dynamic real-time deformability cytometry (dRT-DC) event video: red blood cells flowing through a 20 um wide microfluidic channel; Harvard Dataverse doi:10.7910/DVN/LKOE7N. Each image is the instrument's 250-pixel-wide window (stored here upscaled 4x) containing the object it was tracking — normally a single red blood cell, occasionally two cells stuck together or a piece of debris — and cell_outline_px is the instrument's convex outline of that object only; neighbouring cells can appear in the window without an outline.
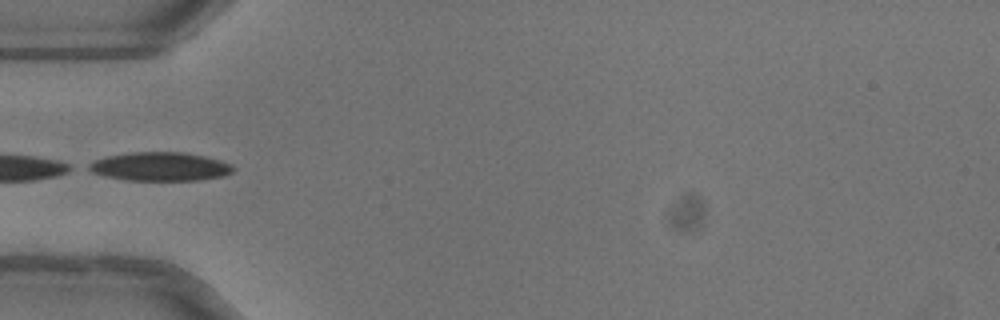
{"species": "common noctule bat (a hibernating species)", "species_latin": "Nyctalus noctula", "temperature_condition": "warm", "stored_images_in_passage": 34, "camera_frame_rate_fps": 3000, "um_per_image_px": 0.085, "animal": {"sex": "female"}, "frame": {"image": 1, "passage_image": 1, "time_ms": 0.0, "image_size_px": [1000, 320], "cell_outline_px": [[236, 168], [232, 172], [224, 176], [200, 180], [124, 180], [104, 176], [92, 172], [84, 168], [88, 164], [96, 160], [108, 156], [132, 152], [184, 152], [204, 156], [220, 160], [232, 164]], "centroid_in_image_um": [13.61, 14.16], "position_along_channel_um": 71.4, "area_um2": 24.28}, "authors_computed_cell_mechanics": {"area_um2": 24.3627, "velocity_mm_per_s": 4.0331, "shape_relaxation_time_tau1_ms": 3.4051, "shape_relaxation_time_tau2_ms": 3.8263, "deformation_change_tau1": 0.132, "deformation_change_tau2": 0.0739}}